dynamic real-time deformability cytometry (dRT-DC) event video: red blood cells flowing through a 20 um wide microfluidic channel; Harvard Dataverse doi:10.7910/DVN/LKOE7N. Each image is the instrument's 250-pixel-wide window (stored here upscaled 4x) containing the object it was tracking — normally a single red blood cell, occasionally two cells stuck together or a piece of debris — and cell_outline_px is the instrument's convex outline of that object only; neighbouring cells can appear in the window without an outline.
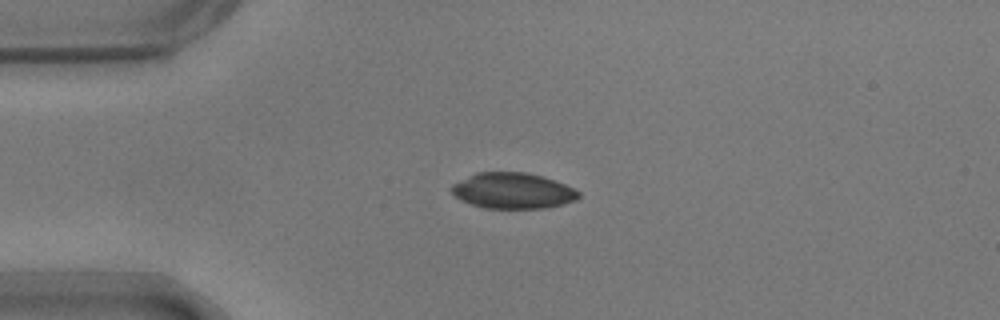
{"species": "common noctule bat (a hibernating species)", "species_latin": "Nyctalus noctula", "temperature_condition": "warm", "stored_images_in_passage": 42, "camera_frame_rate_fps": 3000, "um_per_image_px": 0.085, "animal": {"sex": "male", "body_mass_g": 17.9}, "frame": {"image": 1, "passage_image": 1, "time_ms": 0.0, "image_size_px": [1000, 320], "cell_outline_px": [[580, 196], [576, 200], [564, 204], [544, 208], [484, 208], [460, 200], [448, 188], [452, 184], [476, 172], [524, 172], [540, 176], [564, 184], [580, 192]], "centroid_in_image_um": [43.56, 16.22], "position_along_channel_um": 41.4, "area_um2": 26.41}}
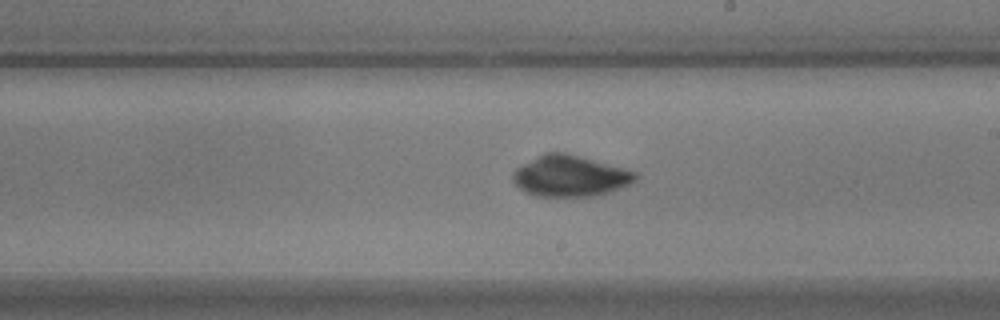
{"frame": {"image": 2, "passage_image": 19, "time_ms": 6.0, "image_size_px": [1000, 320], "cell_outline_px": [[640, 176], [636, 180], [628, 184], [608, 192], [596, 196], [536, 196], [524, 192], [512, 180], [512, 172], [516, 168], [544, 152], [564, 152], [624, 168], [636, 172]], "centroid_in_image_um": [48.43, 14.96], "position_along_channel_um": 240.6, "area_um2": 29.19}}
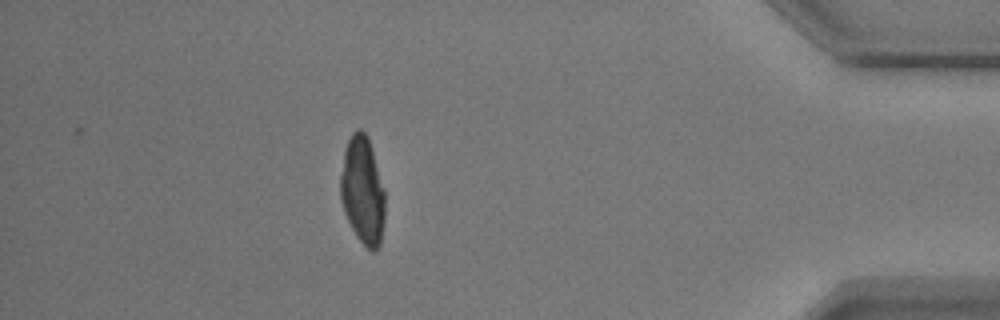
{"frame": {"image": 3, "passage_image": 36, "time_ms": 11.667, "image_size_px": [1000, 320], "cell_outline_px": [[384, 220], [380, 244], [372, 252], [356, 236], [344, 212], [340, 200], [340, 176], [344, 148], [352, 132], [356, 128], [360, 128], [368, 136], [372, 148], [384, 188]], "centroid_in_image_um": [30.8, 16.15], "position_along_channel_um": 404.4, "area_um2": 28.09}, "authors_computed_cell_mechanics": {"area_um2": 28.7266, "velocity_mm_per_s": 3.7088, "shape_relaxation_time_tau1_ms": 6.5438, "shape_relaxation_time_tau2_ms": 1.219, "deformation_change_tau1": 0.2332, "deformation_change_tau2": 0.0303}}